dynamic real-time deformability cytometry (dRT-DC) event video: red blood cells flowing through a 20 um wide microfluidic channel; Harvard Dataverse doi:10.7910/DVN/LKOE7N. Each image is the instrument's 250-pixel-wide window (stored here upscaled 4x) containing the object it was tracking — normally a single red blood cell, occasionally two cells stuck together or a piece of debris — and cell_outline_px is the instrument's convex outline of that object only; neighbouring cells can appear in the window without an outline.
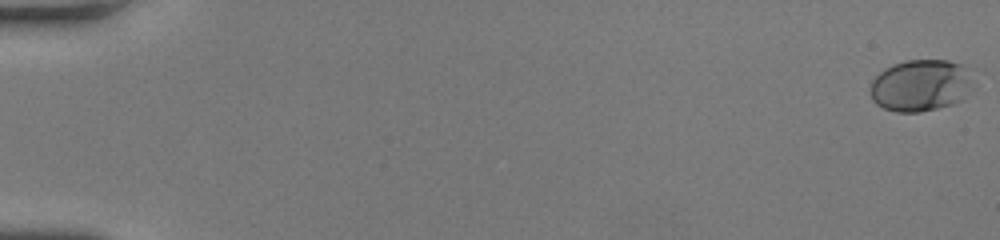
{"species": "human", "species_latin": "Homo sapiens", "temperature_condition": "room temperature", "stored_images_in_passage": 50, "camera_frame_rate_fps": 3000, "um_per_image_px": 0.085, "donor": {"sex": "female"}, "frame": {"image": 1, "passage_image": 1, "time_ms": 0.0, "image_size_px": [1000, 240], "cell_outline_px": [[972, 88], [964, 100], [952, 104], [920, 112], [896, 112], [884, 108], [876, 104], [872, 100], [872, 80], [884, 68], [892, 64], [904, 60], [948, 60], [960, 64]], "centroid_in_image_um": [78.2, 7.27], "position_along_channel_um": 6.8, "area_um2": 30.63}}
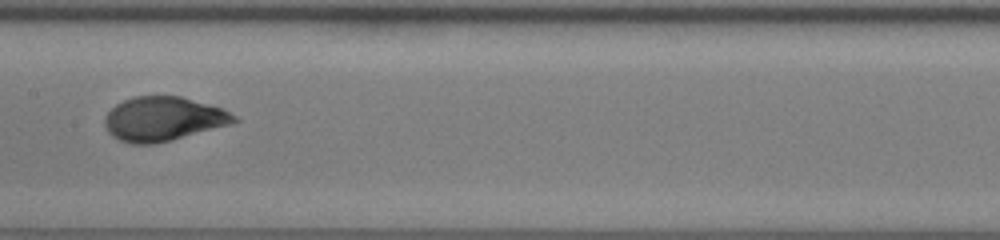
{"frame": {"image": 2, "passage_image": 28, "time_ms": 9.0, "image_size_px": [1000, 240], "cell_outline_px": [[240, 120], [228, 124], [172, 140], [152, 144], [132, 144], [120, 140], [112, 136], [108, 132], [104, 124], [104, 116], [116, 104], [124, 100], [136, 96], [180, 96], [208, 104], [220, 108], [236, 116]], "centroid_in_image_um": [13.82, 10.11], "position_along_channel_um": 193.6, "area_um2": 32.95}}
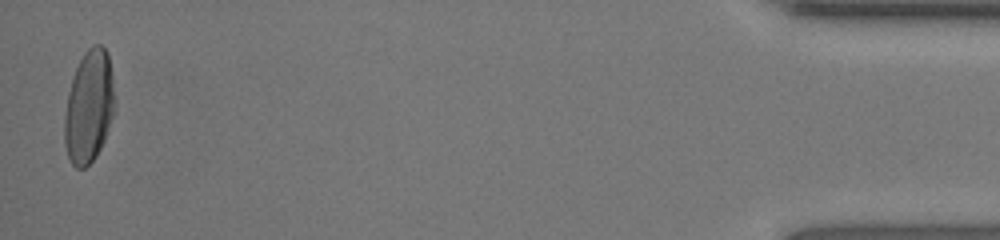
{"frame": {"image": 3, "passage_image": 50, "time_ms": 16.333, "image_size_px": [1000, 240], "cell_outline_px": [[116, 104], [104, 140], [96, 156], [84, 168], [76, 168], [72, 164], [68, 156], [64, 144], [64, 116], [68, 92], [76, 68], [84, 52], [92, 44], [100, 44], [108, 52], [112, 76]], "centroid_in_image_um": [7.56, 9.05], "position_along_channel_um": 427.6, "area_um2": 33.0}, "authors_computed_cell_mechanics": {"area_um2": 32.1946, "velocity_mm_per_s": 4.3312, "shape_relaxation_time_tau1_ms": 3.617, "shape_relaxation_time_tau2_ms": null, "deformation_change_tau1": 0.183, "deformation_change_tau2": null}}